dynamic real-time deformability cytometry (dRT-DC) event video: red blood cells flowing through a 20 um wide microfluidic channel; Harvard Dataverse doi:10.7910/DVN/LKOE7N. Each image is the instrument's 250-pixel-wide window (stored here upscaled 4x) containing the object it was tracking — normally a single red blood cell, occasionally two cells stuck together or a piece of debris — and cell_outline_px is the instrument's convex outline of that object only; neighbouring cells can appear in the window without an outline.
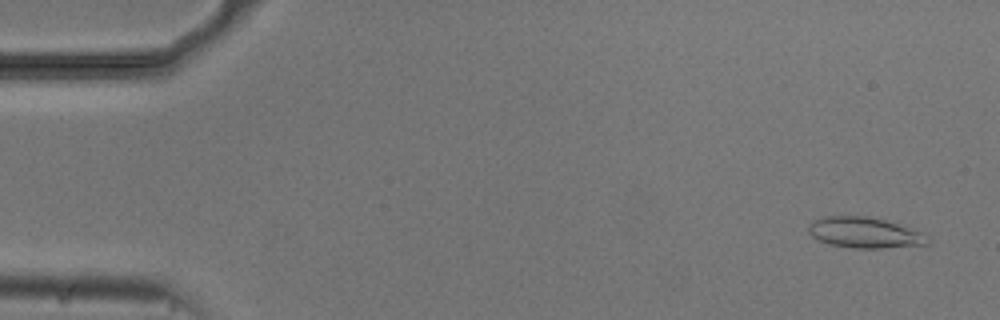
{"species": "common noctule bat (a hibernating species)", "species_latin": "Nyctalus noctula", "temperature_condition": "cold", "stored_images_in_passage": 54, "camera_frame_rate_fps": 3000, "um_per_image_px": 0.085, "animal": {"sex": "male", "body_mass_g": 20.5, "forearm_length_mm": 52.5}, "frame": {"image": 1, "passage_image": 3, "time_ms": 0.667, "image_size_px": [1000, 320], "cell_outline_px": [[932, 240], [928, 244], [880, 248], [852, 248], [832, 244], [820, 240], [812, 236], [808, 232], [808, 224], [812, 220], [824, 216], [868, 216], [884, 220], [924, 232]], "centroid_in_image_um": [73.51, 19.77], "position_along_channel_um": 11.5, "area_um2": 21.39}}
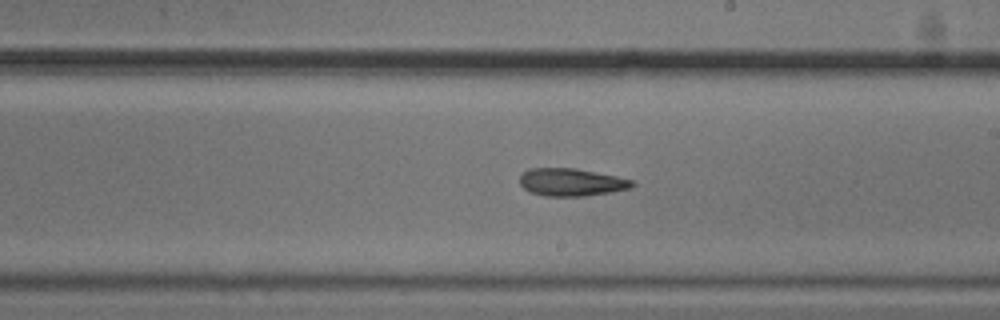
{"frame": {"image": 2, "passage_image": 31, "time_ms": 10.0, "image_size_px": [1000, 320], "cell_outline_px": [[636, 184], [632, 188], [612, 192], [584, 196], [544, 196], [528, 192], [520, 184], [520, 172], [528, 168], [576, 168], [636, 180]], "centroid_in_image_um": [48.57, 15.48], "position_along_channel_um": 240.4, "area_um2": 18.5}}
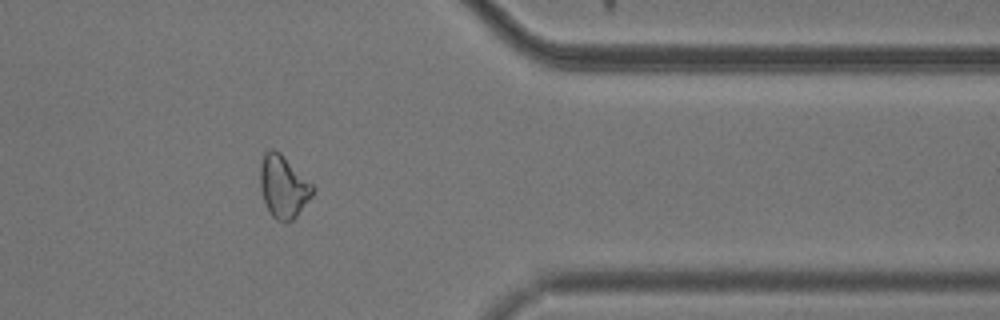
{"frame": {"image": 3, "passage_image": 44, "time_ms": 14.333, "image_size_px": [1000, 320], "cell_outline_px": [[316, 188], [312, 196], [296, 216], [292, 220], [276, 220], [272, 216], [264, 200], [260, 188], [260, 164], [264, 152], [268, 148], [272, 148], [280, 152]], "centroid_in_image_um": [24.07, 15.82], "position_along_channel_um": 387.3, "area_um2": 18.96}, "authors_computed_cell_mechanics": {"area_um2": 19.2763, "velocity_mm_per_s": 3.7547, "shape_relaxation_time_tau1_ms": 10.966, "shape_relaxation_time_tau2_ms": 8.6659, "deformation_change_tau1": 0.1675, "deformation_change_tau2": 0.2035}}